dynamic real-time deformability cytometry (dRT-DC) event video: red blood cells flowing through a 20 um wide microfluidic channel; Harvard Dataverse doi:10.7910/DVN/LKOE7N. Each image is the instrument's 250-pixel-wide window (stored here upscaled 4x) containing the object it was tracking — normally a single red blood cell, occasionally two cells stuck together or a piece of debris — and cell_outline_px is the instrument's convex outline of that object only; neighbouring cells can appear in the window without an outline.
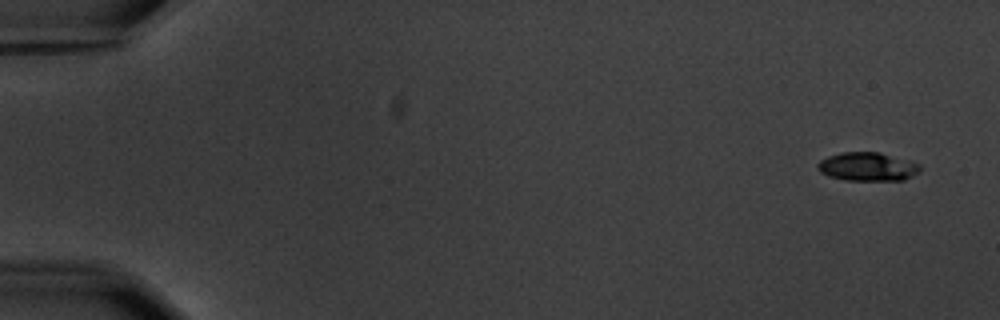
{"species": "common noctule bat (a hibernating species)", "species_latin": "Nyctalus noctula", "temperature_condition": "warm", "stored_images_in_passage": 5, "camera_frame_rate_fps": 3000, "um_per_image_px": 0.085, "animal": {"sex": "male", "body_mass_g": 20.1, "forearm_length_mm": 53.5}, "frame": {"image": 1, "passage_image": 1, "time_ms": 0.0, "image_size_px": [1000, 320], "cell_outline_px": [[920, 172], [904, 180], [844, 180], [828, 176], [820, 172], [816, 168], [816, 164], [820, 160], [828, 156], [840, 152], [880, 152], [920, 164]], "centroid_in_image_um": [73.71, 14.17], "position_along_channel_um": 11.3, "area_um2": 17.17}}